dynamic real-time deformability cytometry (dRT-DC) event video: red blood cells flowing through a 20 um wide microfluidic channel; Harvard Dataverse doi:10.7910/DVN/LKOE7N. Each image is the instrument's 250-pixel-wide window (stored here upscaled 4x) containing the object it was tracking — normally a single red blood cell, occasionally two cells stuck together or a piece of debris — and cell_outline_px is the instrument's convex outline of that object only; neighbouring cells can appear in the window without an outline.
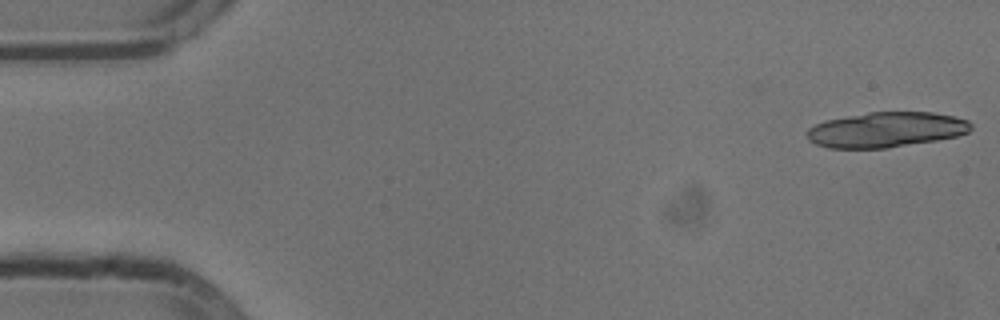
{"species": "common noctule bat (a hibernating species)", "species_latin": "Nyctalus noctula", "temperature_condition": "cold", "stored_images_in_passage": 17, "camera_frame_rate_fps": 3000, "um_per_image_px": 0.085, "animal": {"sex": "male", "body_mass_g": 13.3}, "frame": {"image": 1, "passage_image": 1, "time_ms": 0.0, "image_size_px": [1000, 320], "cell_outline_px": [[972, 128], [968, 132], [956, 136], [936, 140], [888, 148], [828, 148], [816, 144], [808, 140], [808, 128], [824, 120], [868, 112], [932, 112], [952, 116], [968, 120], [972, 124]], "centroid_in_image_um": [75.31, 11.02], "position_along_channel_um": 9.7, "area_um2": 33.64}}